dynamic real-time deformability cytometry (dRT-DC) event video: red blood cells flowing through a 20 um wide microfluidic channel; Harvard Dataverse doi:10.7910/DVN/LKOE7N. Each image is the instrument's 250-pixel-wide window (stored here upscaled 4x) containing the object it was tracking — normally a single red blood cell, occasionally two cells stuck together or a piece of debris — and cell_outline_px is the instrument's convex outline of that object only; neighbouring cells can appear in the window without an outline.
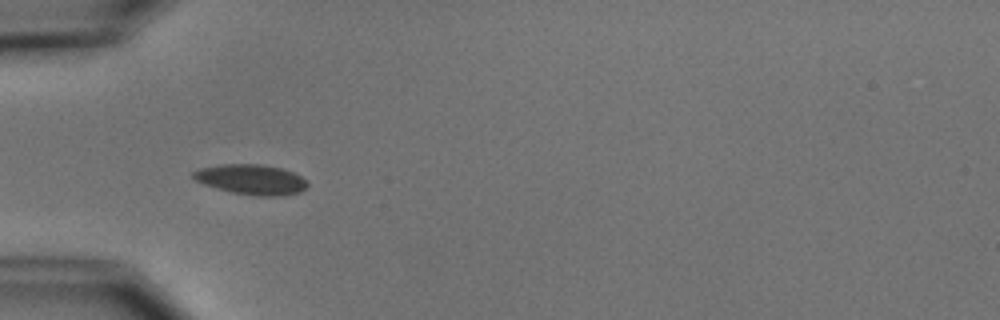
{"species": "common noctule bat (a hibernating species)", "species_latin": "Nyctalus noctula", "temperature_condition": "cold", "stored_images_in_passage": 6, "camera_frame_rate_fps": 3000, "um_per_image_px": 0.085, "animal": {"sex": "male", "body_mass_g": 15.6}, "frame": {"image": 1, "passage_image": 5, "time_ms": 4.667, "image_size_px": [1000, 320], "cell_outline_px": [[308, 184], [300, 192], [280, 196], [260, 196], [232, 192], [216, 188], [204, 184], [196, 180], [192, 176], [192, 172], [200, 168], [220, 164], [264, 164], [280, 168], [292, 172], [300, 176]], "centroid_in_image_um": [21.33, 15.25], "position_along_channel_um": 63.7, "area_um2": 19.88}}